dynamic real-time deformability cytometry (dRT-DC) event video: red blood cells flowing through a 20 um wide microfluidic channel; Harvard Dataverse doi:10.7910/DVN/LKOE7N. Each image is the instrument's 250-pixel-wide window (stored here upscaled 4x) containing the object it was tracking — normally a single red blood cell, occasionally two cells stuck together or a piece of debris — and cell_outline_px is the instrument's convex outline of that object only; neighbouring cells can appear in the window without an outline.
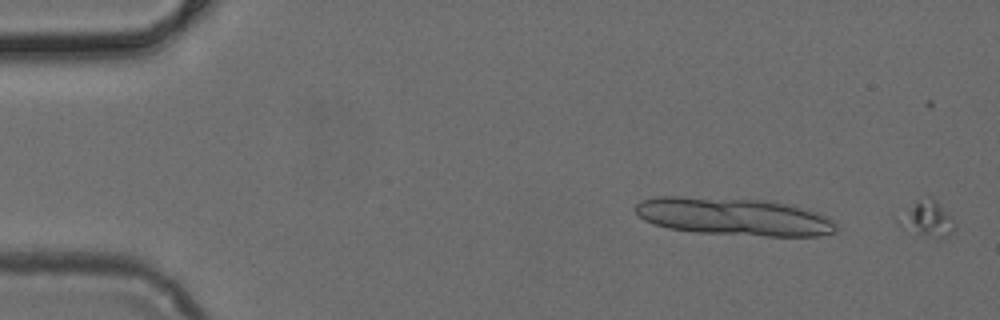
{"species": "common noctule bat (a hibernating species)", "species_latin": "Nyctalus noctula", "temperature_condition": "cold", "stored_images_in_passage": 4, "camera_frame_rate_fps": 3000, "um_per_image_px": 0.085, "animal": {"sex": "female", "body_mass_g": 24.6, "forearm_length_mm": 56.2}, "frame": {"image": 1, "passage_image": 1, "time_ms": 0.0, "image_size_px": [1000, 320], "cell_outline_px": [[956, 228], [948, 236], [940, 240], [936, 240], [900, 228], [892, 212], [916, 200], [932, 196], [936, 200], [956, 224]], "centroid_in_image_um": [78.66, 18.61], "position_along_channel_um": 6.3, "area_um2": 12.72}}